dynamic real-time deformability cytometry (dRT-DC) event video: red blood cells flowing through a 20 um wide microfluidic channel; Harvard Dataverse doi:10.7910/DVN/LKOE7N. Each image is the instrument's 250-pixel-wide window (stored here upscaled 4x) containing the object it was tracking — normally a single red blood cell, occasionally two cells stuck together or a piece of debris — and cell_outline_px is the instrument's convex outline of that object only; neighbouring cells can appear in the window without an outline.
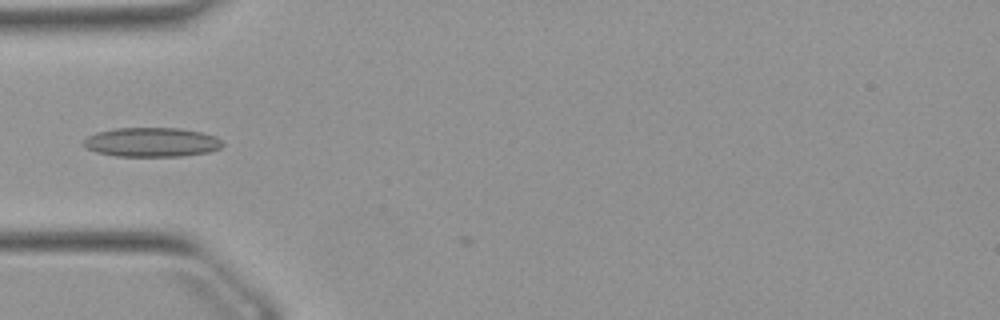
{"species": "Egyptian fruit bat (a non-hibernating species)", "species_latin": "Rousettus aegyptiacus", "temperature_condition": "warm", "stored_images_in_passage": 2, "camera_frame_rate_fps": 3000, "um_per_image_px": 0.085, "animal": {"sex": "female"}, "frame": {"image": 1, "passage_image": 1, "time_ms": 0.0, "image_size_px": [1000, 320], "cell_outline_px": [[224, 144], [220, 148], [208, 152], [180, 156], [116, 156], [96, 152], [80, 144], [88, 136], [96, 132], [116, 128], [180, 128], [200, 132], [216, 136]], "centroid_in_image_um": [12.87, 12.08], "position_along_channel_um": 72.1, "area_um2": 23.7}}